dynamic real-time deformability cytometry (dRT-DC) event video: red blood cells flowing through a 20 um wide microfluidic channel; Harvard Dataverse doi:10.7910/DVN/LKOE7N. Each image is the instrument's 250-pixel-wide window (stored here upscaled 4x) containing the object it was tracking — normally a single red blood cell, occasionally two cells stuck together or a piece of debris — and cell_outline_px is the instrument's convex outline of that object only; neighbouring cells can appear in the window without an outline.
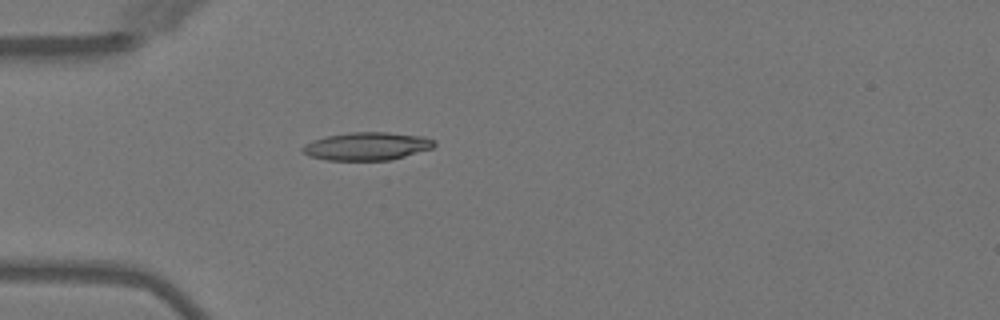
{"species": "Egyptian fruit bat (a non-hibernating species)", "species_latin": "Rousettus aegyptiacus", "temperature_condition": "warm", "stored_images_in_passage": 5, "camera_frame_rate_fps": 3000, "um_per_image_px": 0.085, "animal": {"sex": "female"}, "frame": {"image": 1, "passage_image": 3, "time_ms": 3.667, "image_size_px": [1000, 320], "cell_outline_px": [[436, 144], [432, 148], [392, 160], [328, 160], [308, 156], [300, 148], [304, 144], [312, 140], [328, 136], [352, 132], [388, 132], [424, 136], [436, 140]], "centroid_in_image_um": [31.21, 12.43], "position_along_channel_um": 53.8, "area_um2": 21.56}}
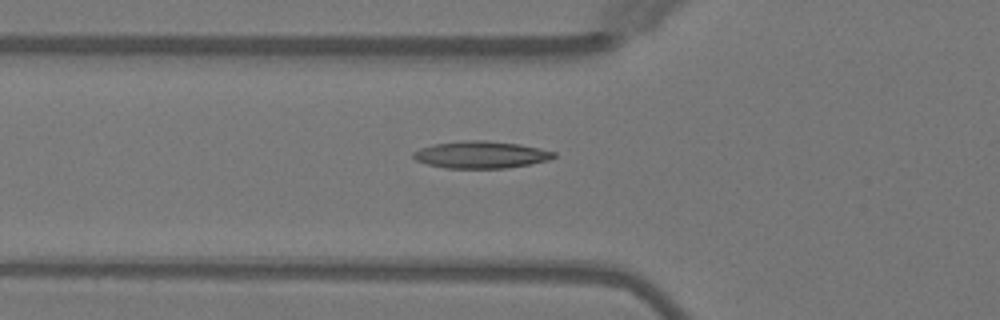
{"frame": {"image": 2, "passage_image": 5, "time_ms": 4.667, "image_size_px": [1000, 320], "cell_outline_px": [[556, 156], [548, 160], [508, 168], [444, 168], [428, 164], [416, 160], [412, 156], [412, 152], [420, 148], [432, 144], [464, 140], [484, 140], [520, 144], [540, 148], [556, 152]], "centroid_in_image_um": [40.86, 13.14], "position_along_channel_um": 84.9, "area_um2": 22.25}}